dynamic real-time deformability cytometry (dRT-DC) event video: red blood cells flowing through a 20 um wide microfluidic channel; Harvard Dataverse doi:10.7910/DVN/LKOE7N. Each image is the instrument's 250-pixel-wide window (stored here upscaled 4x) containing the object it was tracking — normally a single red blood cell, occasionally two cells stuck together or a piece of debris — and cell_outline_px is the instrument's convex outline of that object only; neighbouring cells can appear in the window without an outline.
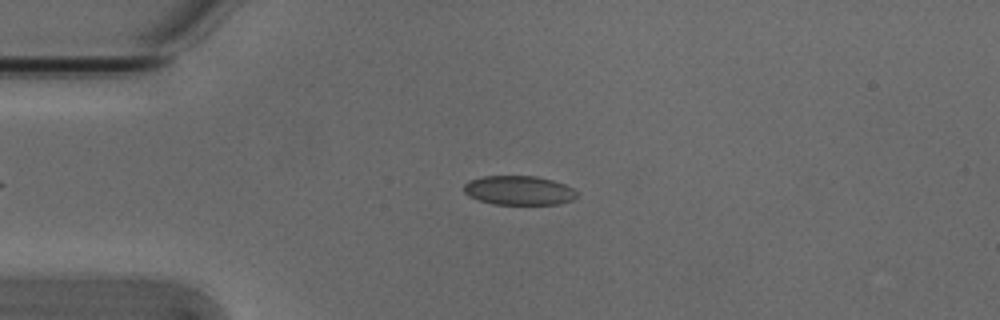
{"species": "Egyptian fruit bat (a non-hibernating species)", "species_latin": "Rousettus aegyptiacus", "temperature_condition": "cold", "stored_images_in_passage": 7, "camera_frame_rate_fps": 3000, "um_per_image_px": 0.085, "animal": {"sex": "male"}, "frame": {"image": 1, "passage_image": 4, "time_ms": 1.0, "image_size_px": [1000, 320], "cell_outline_px": [[576, 196], [572, 200], [560, 204], [492, 204], [468, 196], [464, 192], [464, 184], [468, 180], [484, 176], [536, 176], [552, 180], [564, 184], [572, 188], [576, 192]], "centroid_in_image_um": [44.08, 16.18], "position_along_channel_um": 40.9, "area_um2": 19.19}}
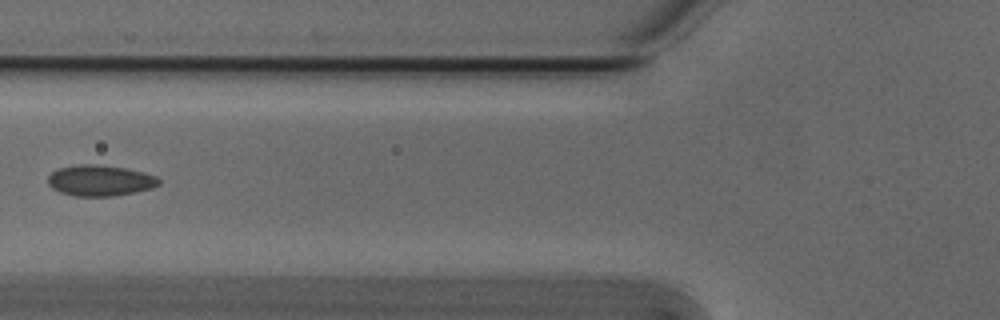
{"frame": {"image": 2, "passage_image": 6, "time_ms": 1.667, "image_size_px": [1000, 320], "cell_outline_px": [[160, 184], [152, 188], [112, 196], [76, 196], [60, 192], [52, 188], [48, 184], [48, 176], [52, 172], [60, 168], [76, 164], [96, 164], [124, 168], [156, 176], [160, 180]], "centroid_in_image_um": [8.47, 15.34], "position_along_channel_um": 117.3, "area_um2": 19.77}}